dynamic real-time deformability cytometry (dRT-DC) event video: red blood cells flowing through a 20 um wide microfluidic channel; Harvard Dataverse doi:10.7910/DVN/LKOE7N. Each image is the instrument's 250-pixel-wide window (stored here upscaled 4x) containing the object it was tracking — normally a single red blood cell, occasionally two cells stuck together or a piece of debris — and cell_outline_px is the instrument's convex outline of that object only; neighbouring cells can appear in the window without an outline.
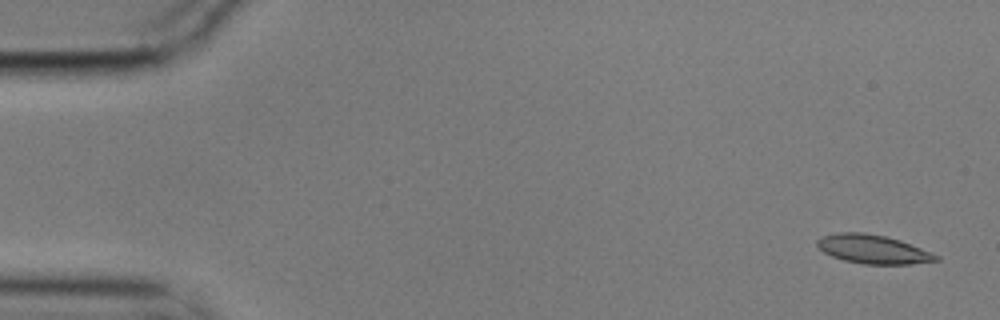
{"species": "common noctule bat (a hibernating species)", "species_latin": "Nyctalus noctula", "temperature_condition": "cold", "stored_images_in_passage": 5, "camera_frame_rate_fps": 3000, "um_per_image_px": 0.085, "animal": {"sex": "male", "body_mass_g": 17.9}, "frame": {"image": 1, "passage_image": 1, "time_ms": 0.0, "image_size_px": [1000, 320], "cell_outline_px": [[940, 260], [912, 264], [864, 264], [844, 260], [832, 256], [824, 252], [816, 244], [816, 240], [820, 236], [836, 232], [864, 232], [884, 236], [900, 240], [932, 252], [940, 256]], "centroid_in_image_um": [74.2, 21.18], "position_along_channel_um": 10.8, "area_um2": 20.06}}